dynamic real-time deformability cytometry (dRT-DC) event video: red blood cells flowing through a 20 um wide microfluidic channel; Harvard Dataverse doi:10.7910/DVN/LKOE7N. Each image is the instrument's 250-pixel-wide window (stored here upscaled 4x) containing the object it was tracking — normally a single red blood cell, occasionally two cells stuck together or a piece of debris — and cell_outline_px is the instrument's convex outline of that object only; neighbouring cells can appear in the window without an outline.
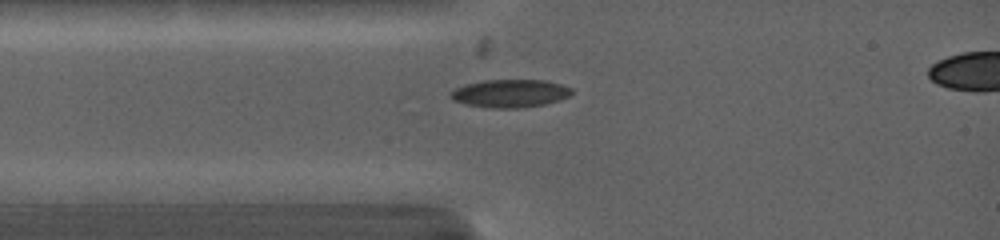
{"species": "common noctule bat (a hibernating species)", "species_latin": "Nyctalus noctula", "temperature_condition": "warm", "stored_images_in_passage": 5, "segment_of_instrument_passage": [1, 2], "camera_frame_rate_fps": 5000, "um_per_image_px": 0.085, "animal": {"sex": "female", "body_mass_g": 19.0, "forearm_length_mm": 53.3}, "frame": {"image": 1, "passage_image": 3, "time_ms": 1.0, "image_size_px": [1000, 240], "cell_outline_px": [[572, 92], [568, 96], [560, 100], [544, 104], [516, 108], [488, 108], [464, 104], [452, 100], [448, 96], [456, 88], [464, 84], [484, 80], [544, 80], [560, 84], [572, 88]], "centroid_in_image_um": [43.32, 7.94], "position_along_channel_um": 41.7, "area_um2": 19.77}}